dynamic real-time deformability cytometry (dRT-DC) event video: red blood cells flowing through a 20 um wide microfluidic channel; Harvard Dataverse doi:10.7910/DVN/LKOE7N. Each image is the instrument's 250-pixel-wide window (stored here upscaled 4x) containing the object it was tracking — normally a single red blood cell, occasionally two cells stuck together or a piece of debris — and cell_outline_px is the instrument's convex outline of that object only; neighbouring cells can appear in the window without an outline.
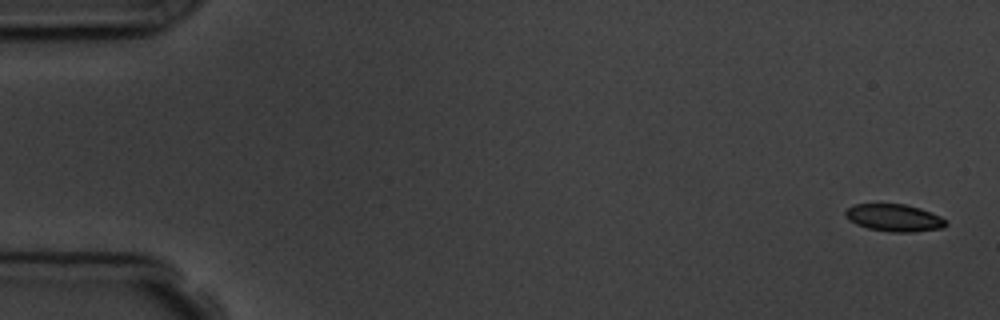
{"species": "common noctule bat (a hibernating species)", "species_latin": "Nyctalus noctula", "temperature_condition": "room temperature", "stored_images_in_passage": 6, "camera_frame_rate_fps": 3000, "um_per_image_px": 0.085, "animal": {"sex": "male", "body_mass_g": 19.5, "forearm_length_mm": 54.6}, "frame": {"image": 1, "passage_image": 1, "time_ms": 0.0, "image_size_px": [1000, 320], "cell_outline_px": [[948, 224], [944, 228], [912, 232], [892, 232], [868, 228], [856, 224], [844, 216], [844, 212], [852, 204], [904, 204], [920, 208], [932, 212], [948, 220]], "centroid_in_image_um": [76.04, 18.51], "position_along_channel_um": 9.0, "area_um2": 16.13}}
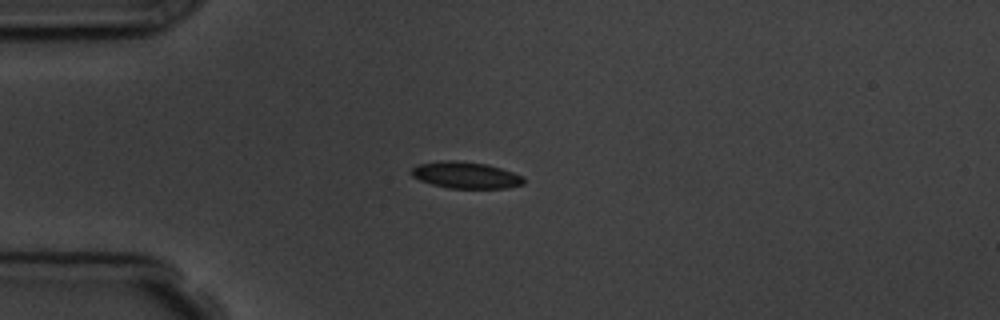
{"frame": {"image": 2, "passage_image": 5, "time_ms": 4.333, "image_size_px": [1000, 320], "cell_outline_px": [[524, 184], [508, 188], [448, 188], [432, 184], [420, 180], [412, 176], [412, 168], [420, 164], [444, 160], [456, 160], [488, 164], [524, 176]], "centroid_in_image_um": [39.62, 14.88], "position_along_channel_um": 45.4, "area_um2": 17.34}}